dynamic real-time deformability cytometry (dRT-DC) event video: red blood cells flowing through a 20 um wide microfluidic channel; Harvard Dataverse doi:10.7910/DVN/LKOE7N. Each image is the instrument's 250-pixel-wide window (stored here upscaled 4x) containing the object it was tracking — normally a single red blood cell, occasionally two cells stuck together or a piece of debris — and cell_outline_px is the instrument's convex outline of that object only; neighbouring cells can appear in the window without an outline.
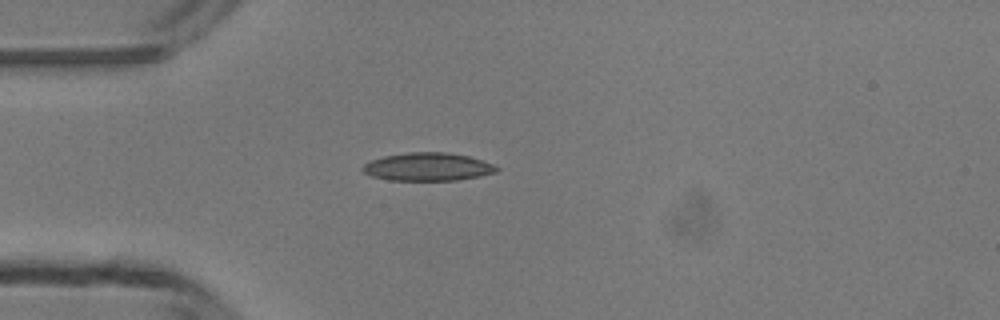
{"species": "common noctule bat (a hibernating species)", "species_latin": "Nyctalus noctula", "temperature_condition": "room temperature", "stored_images_in_passage": 1, "camera_frame_rate_fps": 3000, "um_per_image_px": 0.085, "animal": {"sex": "male", "body_mass_g": 13.3}, "frame": {"image": 1, "passage_image": 1, "time_ms": 0.0, "image_size_px": [1000, 320], "cell_outline_px": [[500, 168], [496, 172], [480, 176], [456, 180], [388, 180], [372, 176], [364, 172], [360, 168], [364, 164], [372, 160], [384, 156], [408, 152], [444, 152], [468, 156], [492, 164]], "centroid_in_image_um": [36.34, 14.18], "position_along_channel_um": 48.7, "area_um2": 21.73}}